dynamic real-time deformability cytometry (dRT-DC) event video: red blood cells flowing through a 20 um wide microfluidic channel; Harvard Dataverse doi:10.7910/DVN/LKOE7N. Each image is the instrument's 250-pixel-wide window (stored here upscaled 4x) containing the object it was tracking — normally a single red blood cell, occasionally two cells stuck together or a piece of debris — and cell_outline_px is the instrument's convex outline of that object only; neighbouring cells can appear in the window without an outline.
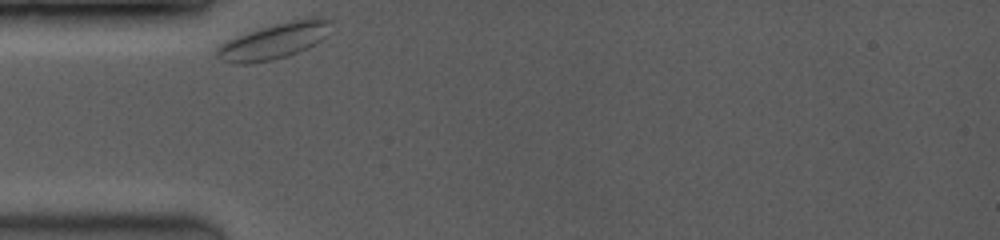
{"species": "common noctule bat (a hibernating species)", "species_latin": "Nyctalus noctula", "temperature_condition": "room temperature", "stored_images_in_passage": 37, "camera_frame_rate_fps": 3500, "um_per_image_px": 0.085, "animal": {"sex": "female", "body_mass_g": 19.0, "forearm_length_mm": 53.3}, "frame": {"image": 1, "passage_image": 1, "time_ms": 0.0, "image_size_px": [1000, 240], "cell_outline_px": [[328, 20], [324, 36], [320, 40], [296, 52], [272, 60], [248, 64], [232, 64], [220, 60], [216, 56], [216, 48], [220, 44], [236, 36], [260, 28], [292, 20], [312, 16], [320, 16]], "centroid_in_image_um": [23.17, 3.5], "position_along_channel_um": 61.8, "area_um2": 23.18}}
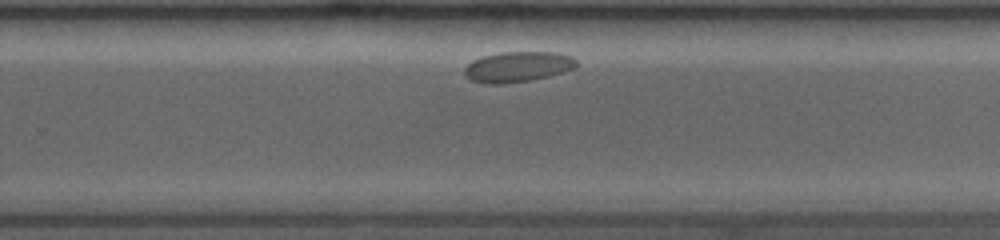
{"frame": {"image": 2, "passage_image": 25, "time_ms": 6.857, "image_size_px": [1000, 240], "cell_outline_px": [[576, 68], [548, 76], [532, 80], [500, 84], [488, 84], [472, 80], [464, 72], [464, 68], [472, 60], [484, 56], [500, 52], [556, 52], [568, 56], [576, 60]], "centroid_in_image_um": [44.0, 5.67], "position_along_channel_um": 285.8, "area_um2": 19.65}}
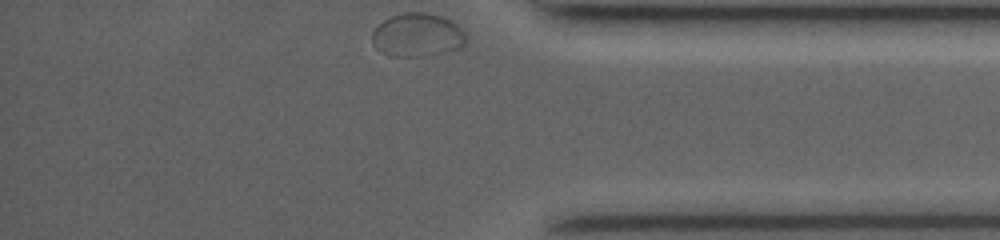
{"frame": {"image": 3, "passage_image": 37, "time_ms": 10.286, "image_size_px": [1000, 240], "cell_outline_px": [[468, 40], [460, 48], [424, 56], [392, 56], [380, 52], [372, 44], [372, 32], [384, 20], [392, 16], [404, 12], [428, 12], [440, 16], [456, 24], [464, 32]], "centroid_in_image_um": [35.47, 2.98], "position_along_channel_um": 399.7, "area_um2": 23.7}}